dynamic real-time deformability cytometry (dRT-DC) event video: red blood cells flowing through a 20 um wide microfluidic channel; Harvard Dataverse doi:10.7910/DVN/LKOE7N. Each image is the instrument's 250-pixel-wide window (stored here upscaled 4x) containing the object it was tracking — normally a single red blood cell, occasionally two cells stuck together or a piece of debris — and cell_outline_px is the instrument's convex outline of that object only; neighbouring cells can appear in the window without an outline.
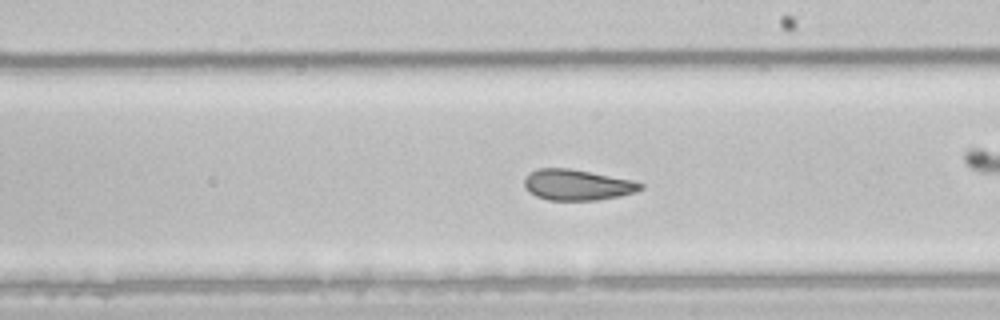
{"species": "common noctule bat (a hibernating species)", "species_latin": "Nyctalus noctula", "temperature_condition": "room temperature", "stored_images_in_passage": 52, "camera_frame_rate_fps": 3000, "um_per_image_px": 0.085, "animal": {"sex": "male", "body_mass_g": 21.5, "forearm_length_mm": 52.0}, "frame": {"image": 1, "passage_image": 30, "time_ms": 9.667, "image_size_px": [1000, 320], "cell_outline_px": [[644, 188], [636, 192], [620, 196], [596, 200], [548, 200], [536, 196], [524, 184], [524, 180], [528, 172], [536, 168], [568, 168], [636, 180], [644, 184]], "centroid_in_image_um": [49.11, 15.7], "position_along_channel_um": 239.9, "area_um2": 20.98}, "authors_computed_cell_mechanics": {"area_um2": 23.5246, "velocity_mm_per_s": 4.1277, "shape_relaxation_time_tau1_ms": 7.2613, "shape_relaxation_time_tau2_ms": 2.0619, "deformation_change_tau1": 0.1661, "deformation_change_tau2": 0.0843}}